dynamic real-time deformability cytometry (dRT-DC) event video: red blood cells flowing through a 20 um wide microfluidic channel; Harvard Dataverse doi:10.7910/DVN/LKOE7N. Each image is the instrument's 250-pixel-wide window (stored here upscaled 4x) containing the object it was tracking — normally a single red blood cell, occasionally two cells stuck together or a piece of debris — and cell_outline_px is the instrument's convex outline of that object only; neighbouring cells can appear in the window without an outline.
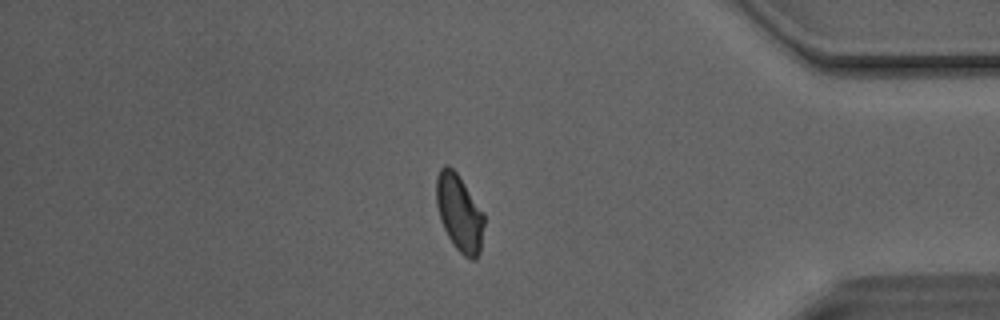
{"species": "Egyptian fruit bat (a non-hibernating species)", "species_latin": "Rousettus aegyptiacus", "temperature_condition": "room temperature", "stored_images_in_passage": 47, "segment_of_instrument_passage": [1, 2], "camera_frame_rate_fps": 3000, "um_per_image_px": 0.085, "animal": {"sex": "male"}, "frame": {"image": 1, "passage_image": 39, "time_ms": 12.667, "image_size_px": [1000, 320], "cell_outline_px": [[484, 224], [480, 252], [476, 260], [472, 260], [464, 256], [456, 248], [448, 236], [440, 220], [436, 204], [436, 176], [440, 168], [444, 164], [448, 164], [456, 172], [484, 212]], "centroid_in_image_um": [39.04, 18.09], "position_along_channel_um": 396.2, "area_um2": 21.5}}
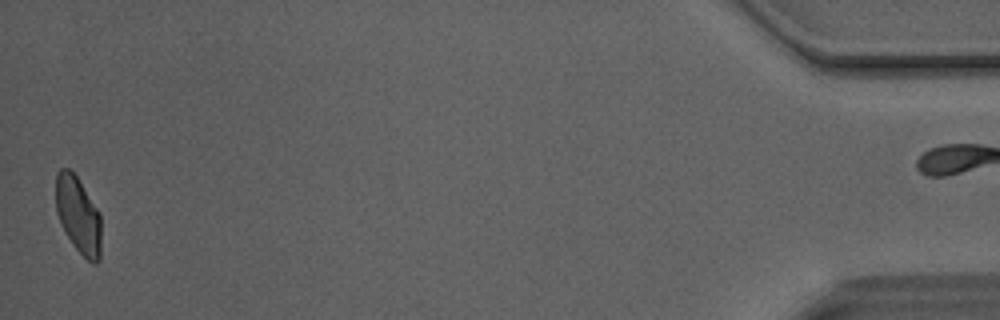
{"frame": {"image": 2, "passage_image": 46, "time_ms": 15.0, "image_size_px": [1000, 320], "cell_outline_px": [[100, 260], [96, 264], [92, 264], [72, 244], [64, 232], [56, 212], [56, 172], [60, 168], [68, 168], [76, 176], [100, 212]], "centroid_in_image_um": [6.64, 18.29], "position_along_channel_um": 428.6, "area_um2": 20.29}}